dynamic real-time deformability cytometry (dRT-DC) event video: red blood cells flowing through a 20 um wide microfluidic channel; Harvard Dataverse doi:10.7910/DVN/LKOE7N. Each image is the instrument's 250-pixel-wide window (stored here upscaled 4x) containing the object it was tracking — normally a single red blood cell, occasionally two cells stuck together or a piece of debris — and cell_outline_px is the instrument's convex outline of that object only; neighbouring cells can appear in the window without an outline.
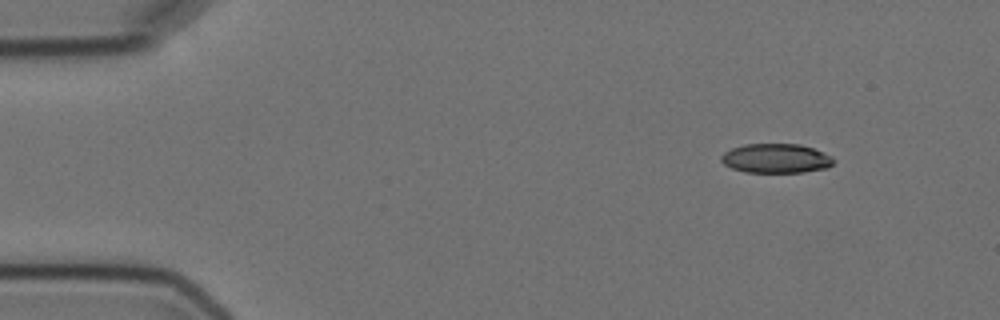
{"species": "Egyptian fruit bat (a non-hibernating species)", "species_latin": "Rousettus aegyptiacus", "temperature_condition": "cold", "stored_images_in_passage": 3, "camera_frame_rate_fps": 3000, "um_per_image_px": 0.085, "animal": {"sex": "female"}, "frame": {"image": 1, "passage_image": 1, "time_ms": 0.0, "image_size_px": [1000, 320], "cell_outline_px": [[836, 160], [828, 168], [804, 172], [744, 172], [732, 168], [724, 164], [720, 160], [720, 156], [724, 152], [732, 148], [744, 144], [800, 144], [812, 148], [832, 156]], "centroid_in_image_um": [65.96, 13.46], "position_along_channel_um": 19.0, "area_um2": 19.31}}